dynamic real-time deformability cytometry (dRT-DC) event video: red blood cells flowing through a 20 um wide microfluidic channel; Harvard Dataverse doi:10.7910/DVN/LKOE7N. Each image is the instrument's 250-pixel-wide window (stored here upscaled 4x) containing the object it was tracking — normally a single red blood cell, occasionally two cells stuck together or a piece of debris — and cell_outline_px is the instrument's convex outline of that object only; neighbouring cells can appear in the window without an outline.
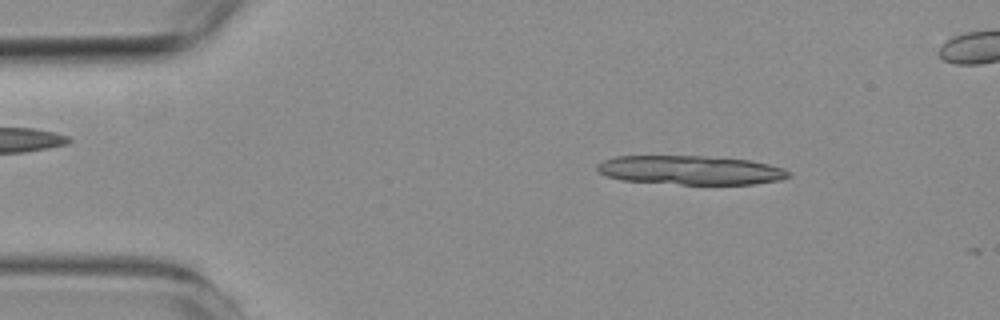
{"species": "common noctule bat (a hibernating species)", "species_latin": "Nyctalus noctula", "temperature_condition": "room temperature", "stored_images_in_passage": 12, "camera_frame_rate_fps": 3000, "um_per_image_px": 0.085, "animal": {"sex": "female", "body_mass_g": 19.3, "forearm_length_mm": 54.1}, "frame": {"image": 1, "passage_image": 7, "time_ms": 2.0, "image_size_px": [1000, 320], "cell_outline_px": [[792, 176], [780, 180], [752, 184], [680, 184], [620, 180], [608, 176], [600, 172], [596, 168], [596, 164], [604, 160], [616, 156], [704, 156], [752, 160], [784, 168], [792, 172]], "centroid_in_image_um": [58.73, 14.46], "position_along_channel_um": 26.3, "area_um2": 32.48}}